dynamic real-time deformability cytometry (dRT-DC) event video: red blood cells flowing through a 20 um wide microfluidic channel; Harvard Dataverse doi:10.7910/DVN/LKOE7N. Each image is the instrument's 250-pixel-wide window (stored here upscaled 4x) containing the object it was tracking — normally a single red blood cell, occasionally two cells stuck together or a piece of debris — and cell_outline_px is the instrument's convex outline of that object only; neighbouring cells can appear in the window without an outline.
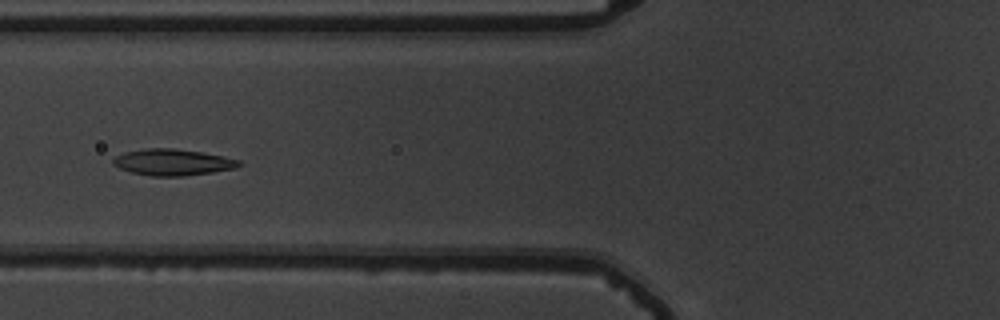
{"species": "common noctule bat (a hibernating species)", "species_latin": "Nyctalus noctula", "temperature_condition": "warm", "stored_images_in_passage": 40, "camera_frame_rate_fps": 3000, "um_per_image_px": 0.085, "animal": {"sex": "male", "body_mass_g": 19.5, "forearm_length_mm": 54.6}, "frame": {"image": 1, "passage_image": 8, "time_ms": 2.333, "image_size_px": [1000, 320], "cell_outline_px": [[244, 164], [236, 168], [212, 172], [184, 176], [152, 176], [132, 172], [120, 168], [112, 164], [112, 160], [116, 156], [124, 152], [144, 148], [176, 148], [224, 156], [240, 160]], "centroid_in_image_um": [14.7, 13.78], "position_along_channel_um": 111.1, "area_um2": 19.42}}
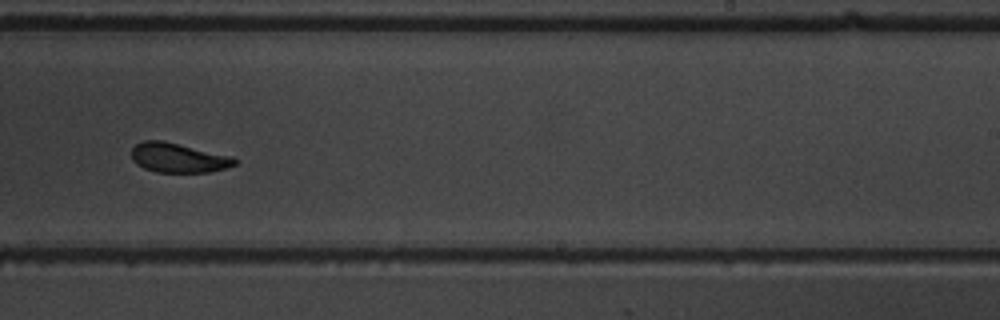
{"frame": {"image": 2, "passage_image": 21, "time_ms": 6.667, "image_size_px": [1000, 320], "cell_outline_px": [[240, 160], [236, 164], [228, 168], [208, 172], [156, 172], [144, 168], [136, 164], [132, 160], [132, 148], [136, 144], [144, 140], [164, 140], [232, 156]], "centroid_in_image_um": [15.18, 13.41], "position_along_channel_um": 273.8, "area_um2": 17.98}}
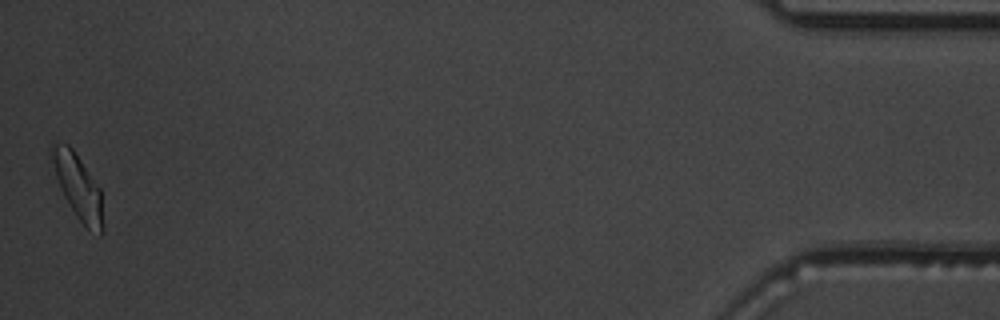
{"frame": {"image": 3, "passage_image": 40, "time_ms": 13.0, "image_size_px": [1000, 320], "cell_outline_px": [[104, 232], [100, 236], [88, 228], [76, 216], [64, 196], [60, 188], [56, 176], [48, 144], [52, 140], [68, 144], [72, 148], [100, 188], [104, 224]], "centroid_in_image_um": [6.62, 15.84], "position_along_channel_um": 428.6, "area_um2": 19.36}, "authors_computed_cell_mechanics": {"area_um2": 18.785, "velocity_mm_per_s": 3.7665, "shape_relaxation_time_tau1_ms": 2.2069, "shape_relaxation_time_tau2_ms": 1.68, "deformation_change_tau1": 0.1184, "deformation_change_tau2": 0.0728}}